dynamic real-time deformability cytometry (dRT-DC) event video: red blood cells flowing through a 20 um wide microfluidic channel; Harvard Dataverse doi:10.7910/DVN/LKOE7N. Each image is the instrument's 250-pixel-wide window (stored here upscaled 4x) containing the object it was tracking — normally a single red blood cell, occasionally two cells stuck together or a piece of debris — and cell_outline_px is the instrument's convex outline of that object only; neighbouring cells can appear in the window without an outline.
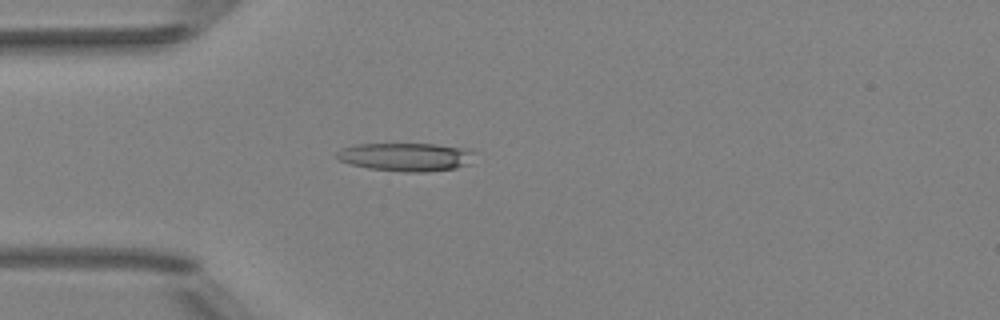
{"species": "Egyptian fruit bat (a non-hibernating species)", "species_latin": "Rousettus aegyptiacus", "temperature_condition": "room temperature", "stored_images_in_passage": 4, "camera_frame_rate_fps": 3000, "um_per_image_px": 0.085, "animal": {"sex": "female"}, "frame": {"image": 1, "passage_image": 4, "time_ms": 1.0, "image_size_px": [1000, 320], "cell_outline_px": [[476, 152], [468, 164], [456, 168], [424, 172], [404, 172], [368, 168], [352, 164], [340, 160], [336, 156], [336, 152], [344, 148], [356, 144], [436, 144], [472, 148]], "centroid_in_image_um": [34.58, 13.33], "position_along_channel_um": 50.4, "area_um2": 22.83}}